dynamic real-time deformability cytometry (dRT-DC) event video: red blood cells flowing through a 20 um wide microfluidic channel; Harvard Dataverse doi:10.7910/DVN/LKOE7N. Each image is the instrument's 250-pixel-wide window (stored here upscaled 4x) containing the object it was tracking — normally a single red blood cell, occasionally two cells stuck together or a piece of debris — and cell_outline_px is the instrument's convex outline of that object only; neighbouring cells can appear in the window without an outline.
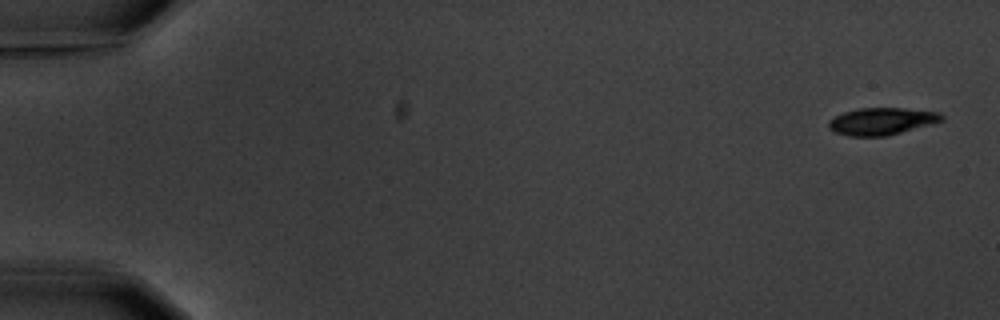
{"species": "common noctule bat (a hibernating species)", "species_latin": "Nyctalus noctula", "temperature_condition": "warm", "stored_images_in_passage": 6, "segment_of_instrument_passage": [1, 2], "camera_frame_rate_fps": 3000, "um_per_image_px": 0.085, "animal": {"sex": "male", "body_mass_g": 20.1, "forearm_length_mm": 53.5}, "frame": {"image": 1, "passage_image": 1, "time_ms": 0.0, "image_size_px": [1000, 320], "cell_outline_px": [[944, 120], [932, 124], [888, 136], [848, 136], [832, 132], [828, 128], [828, 120], [844, 112], [860, 108], [904, 108], [940, 112], [944, 116]], "centroid_in_image_um": [74.94, 10.31], "position_along_channel_um": 10.1, "area_um2": 18.09}}
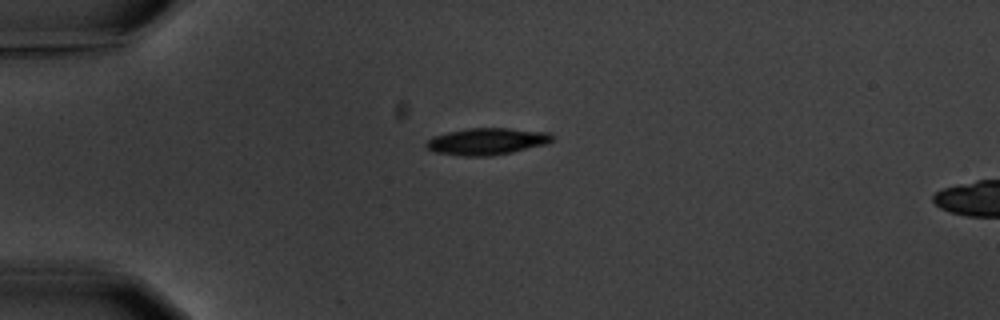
{"frame": {"image": 2, "passage_image": 4, "time_ms": 4.333, "image_size_px": [1000, 320], "cell_outline_px": [[556, 140], [548, 144], [512, 152], [492, 156], [464, 156], [436, 152], [428, 148], [424, 144], [432, 136], [448, 132], [468, 128], [508, 128], [548, 132], [556, 136]], "centroid_in_image_um": [41.45, 12.01], "position_along_channel_um": 43.5, "area_um2": 19.88}}